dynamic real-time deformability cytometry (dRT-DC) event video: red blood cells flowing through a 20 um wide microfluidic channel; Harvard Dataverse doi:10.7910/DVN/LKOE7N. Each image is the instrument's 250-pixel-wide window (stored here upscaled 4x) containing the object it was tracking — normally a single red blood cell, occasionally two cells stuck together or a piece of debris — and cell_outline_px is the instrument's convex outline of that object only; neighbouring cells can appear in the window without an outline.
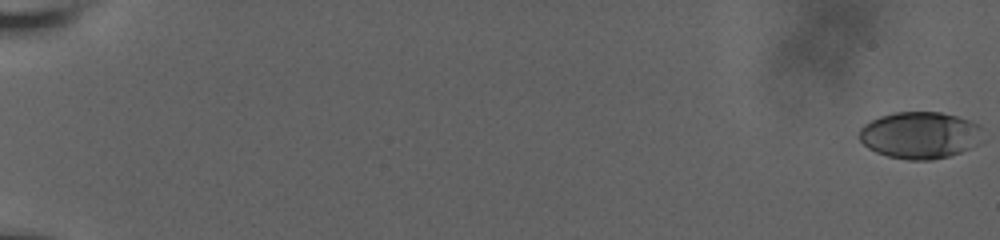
{"species": "human", "species_latin": "Homo sapiens", "temperature_condition": "room temperature", "stored_images_in_passage": 61, "camera_frame_rate_fps": 3000, "um_per_image_px": 0.085, "donor": {"sex": "male"}, "frame": {"image": 1, "passage_image": 1, "time_ms": 0.0, "image_size_px": [1000, 240], "cell_outline_px": [[980, 128], [968, 148], [960, 152], [948, 156], [932, 160], [908, 160], [888, 156], [876, 152], [868, 148], [856, 136], [860, 128], [864, 124], [880, 116], [896, 112], [940, 112], [956, 116], [968, 120], [976, 124]], "centroid_in_image_um": [78.04, 11.48], "position_along_channel_um": 7.0, "area_um2": 32.95}}
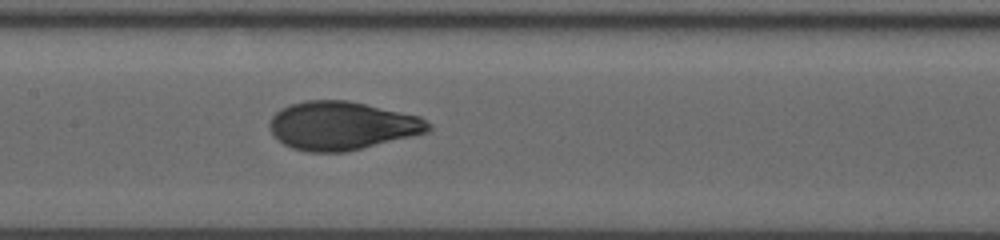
{"frame": {"image": 2, "passage_image": 33, "time_ms": 10.667, "image_size_px": [1000, 240], "cell_outline_px": [[432, 128], [428, 132], [344, 152], [308, 152], [292, 148], [284, 144], [272, 132], [268, 124], [272, 116], [280, 108], [304, 100], [348, 100], [420, 116], [432, 124]], "centroid_in_image_um": [29.06, 10.67], "position_along_channel_um": 178.3, "area_um2": 44.56}}
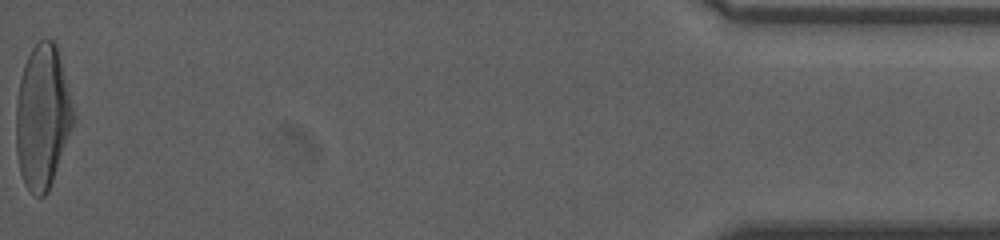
{"frame": {"image": 3, "passage_image": 61, "time_ms": 20.0, "image_size_px": [1000, 240], "cell_outline_px": [[76, 120], [48, 192], [44, 196], [36, 196], [24, 184], [20, 172], [16, 152], [16, 100], [20, 80], [24, 64], [32, 48], [40, 40], [52, 40], [56, 44]], "centroid_in_image_um": [3.61, 9.97], "position_along_channel_um": 431.6, "area_um2": 47.8}, "authors_computed_cell_mechanics": {"area_um2": 44.1014, "velocity_mm_per_s": 3.6366, "shape_relaxation_time_tau1_ms": 6.5302, "shape_relaxation_time_tau2_ms": null, "deformation_change_tau1": 0.24, "deformation_change_tau2": null}}